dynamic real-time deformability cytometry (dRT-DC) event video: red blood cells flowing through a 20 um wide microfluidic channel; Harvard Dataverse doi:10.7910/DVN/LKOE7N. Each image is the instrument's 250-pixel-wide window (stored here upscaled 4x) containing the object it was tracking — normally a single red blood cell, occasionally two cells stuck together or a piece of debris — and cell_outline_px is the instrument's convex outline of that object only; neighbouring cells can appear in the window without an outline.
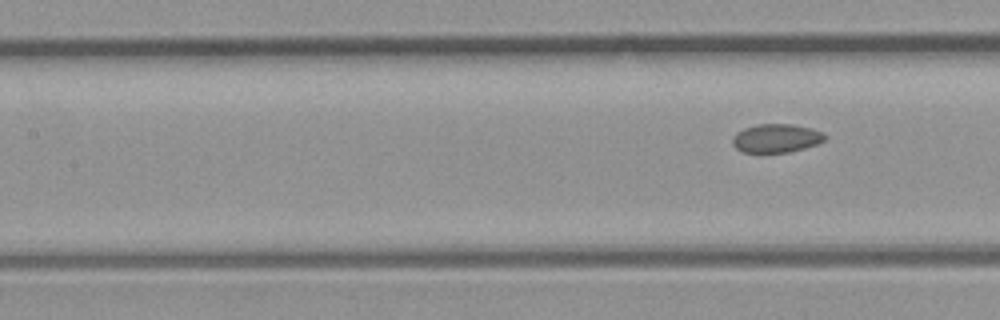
{"species": "common noctule bat (a hibernating species)", "species_latin": "Nyctalus noctula", "temperature_condition": "room temperature", "stored_images_in_passage": 5, "segment_of_instrument_passage": [2, 2], "camera_frame_rate_fps": 3000, "um_per_image_px": 0.085, "animal": {"sex": "male", "body_mass_g": 23.1, "forearm_length_mm": 52.7}, "frame": {"image": 1, "passage_image": 5, "time_ms": 1.333, "image_size_px": [1000, 320], "cell_outline_px": [[828, 136], [824, 140], [816, 144], [804, 148], [788, 152], [740, 152], [732, 144], [732, 140], [736, 132], [744, 128], [756, 124], [792, 124], [812, 128]], "centroid_in_image_um": [65.96, 11.74], "position_along_channel_um": 141.4, "area_um2": 15.37}}